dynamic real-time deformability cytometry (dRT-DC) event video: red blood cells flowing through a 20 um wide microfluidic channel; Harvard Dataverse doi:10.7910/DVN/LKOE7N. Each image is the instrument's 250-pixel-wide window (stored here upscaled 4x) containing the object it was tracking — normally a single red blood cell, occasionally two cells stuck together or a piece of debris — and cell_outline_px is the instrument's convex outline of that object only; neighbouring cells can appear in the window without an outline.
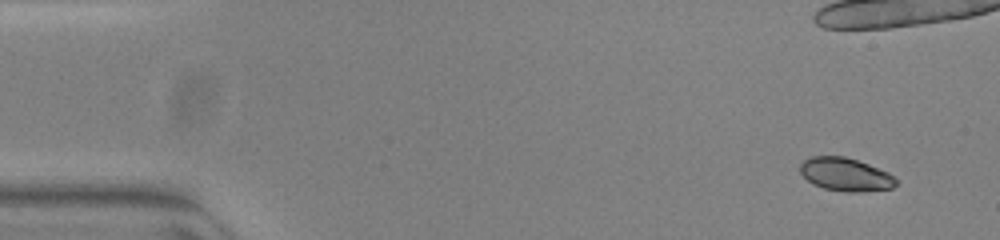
{"species": "common noctule bat (a hibernating species)", "species_latin": "Nyctalus noctula", "temperature_condition": "warm", "stored_images_in_passage": 41, "camera_frame_rate_fps": 3000, "um_per_image_px": 0.085, "animal": {"sex": "female", "body_mass_g": 23.0, "forearm_length_mm": 53.4}, "frame": {"image": 1, "passage_image": 1, "time_ms": 0.0, "image_size_px": [1000, 240], "cell_outline_px": [[896, 184], [892, 188], [856, 192], [848, 192], [824, 188], [812, 184], [800, 172], [800, 164], [804, 160], [812, 156], [844, 156], [868, 164], [888, 172], [896, 180]], "centroid_in_image_um": [71.84, 14.82], "position_along_channel_um": 13.2, "area_um2": 18.32}}